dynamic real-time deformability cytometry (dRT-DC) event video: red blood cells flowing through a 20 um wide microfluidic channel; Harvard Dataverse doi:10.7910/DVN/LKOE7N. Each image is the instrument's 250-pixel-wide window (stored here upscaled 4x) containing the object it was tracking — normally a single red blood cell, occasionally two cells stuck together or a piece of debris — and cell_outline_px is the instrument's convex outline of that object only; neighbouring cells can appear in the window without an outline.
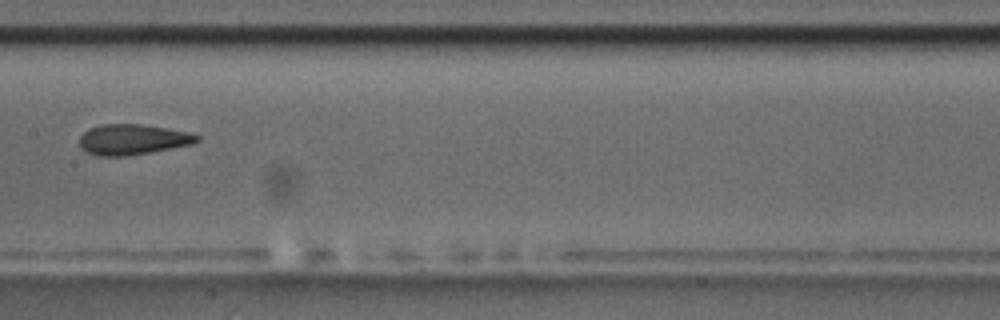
{"species": "common noctule bat (a hibernating species)", "species_latin": "Nyctalus noctula", "temperature_condition": "room temperature", "stored_images_in_passage": 10, "camera_frame_rate_fps": 3000, "um_per_image_px": 0.085, "animal": {"sex": "male", "body_mass_g": 17.5, "forearm_length_mm": 52.3}, "frame": {"image": 1, "passage_image": 7, "time_ms": 7.667, "image_size_px": [1000, 320], "cell_outline_px": [[200, 140], [192, 144], [128, 156], [96, 156], [84, 152], [80, 148], [80, 136], [88, 128], [100, 124], [140, 124], [168, 128], [188, 132], [200, 136]], "centroid_in_image_um": [11.23, 11.86], "position_along_channel_um": 196.2, "area_um2": 21.04}}
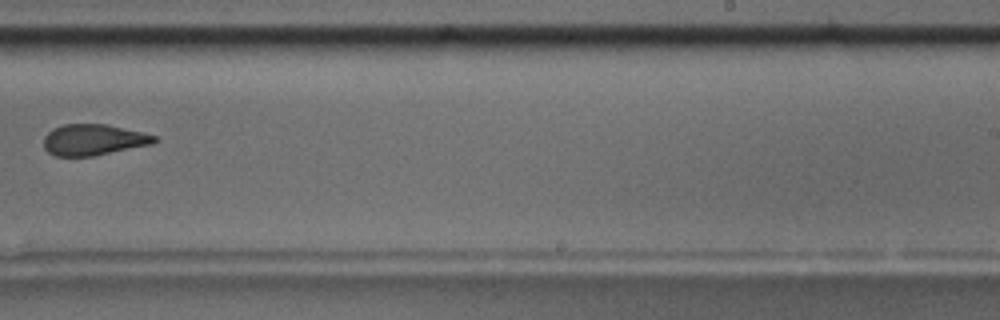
{"frame": {"image": 2, "passage_image": 9, "time_ms": 10.0, "image_size_px": [1000, 320], "cell_outline_px": [[160, 140], [152, 144], [92, 156], [56, 156], [48, 152], [44, 148], [44, 136], [52, 128], [64, 124], [108, 124], [144, 132], [156, 136]], "centroid_in_image_um": [7.96, 11.87], "position_along_channel_um": 281.0, "area_um2": 20.17}}